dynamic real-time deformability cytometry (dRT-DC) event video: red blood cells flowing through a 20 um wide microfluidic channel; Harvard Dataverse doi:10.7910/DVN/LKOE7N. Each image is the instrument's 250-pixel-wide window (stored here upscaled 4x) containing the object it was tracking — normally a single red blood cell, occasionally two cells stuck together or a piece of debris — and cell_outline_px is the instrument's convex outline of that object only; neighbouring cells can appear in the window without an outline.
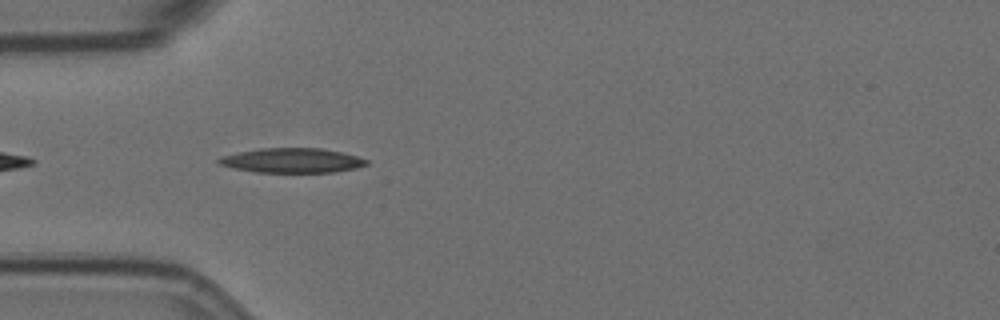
{"species": "Egyptian fruit bat (a non-hibernating species)", "species_latin": "Rousettus aegyptiacus", "temperature_condition": "room temperature", "stored_images_in_passage": 18, "camera_frame_rate_fps": 3000, "um_per_image_px": 0.085, "animal": {"sex": "female"}, "frame": {"image": 1, "passage_image": 3, "time_ms": 0.667, "image_size_px": [1000, 320], "cell_outline_px": [[368, 164], [356, 168], [332, 172], [256, 172], [236, 168], [220, 164], [216, 160], [220, 156], [260, 148], [320, 148], [340, 152], [356, 156], [368, 160]], "centroid_in_image_um": [24.83, 13.63], "position_along_channel_um": 60.2, "area_um2": 20.92}}
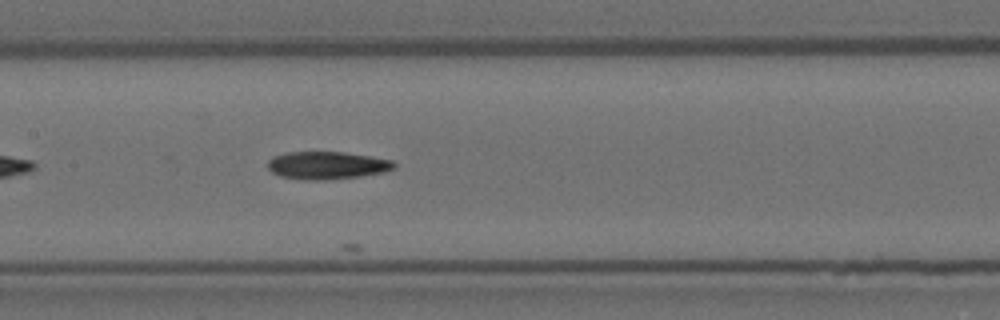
{"frame": {"image": 2, "passage_image": 13, "time_ms": 4.0, "image_size_px": [1000, 320], "cell_outline_px": [[396, 168], [384, 172], [360, 176], [324, 180], [304, 180], [280, 176], [272, 172], [268, 168], [268, 160], [272, 156], [288, 152], [344, 152], [392, 160], [396, 164]], "centroid_in_image_um": [27.78, 14.05], "position_along_channel_um": 179.6, "area_um2": 20.4}}